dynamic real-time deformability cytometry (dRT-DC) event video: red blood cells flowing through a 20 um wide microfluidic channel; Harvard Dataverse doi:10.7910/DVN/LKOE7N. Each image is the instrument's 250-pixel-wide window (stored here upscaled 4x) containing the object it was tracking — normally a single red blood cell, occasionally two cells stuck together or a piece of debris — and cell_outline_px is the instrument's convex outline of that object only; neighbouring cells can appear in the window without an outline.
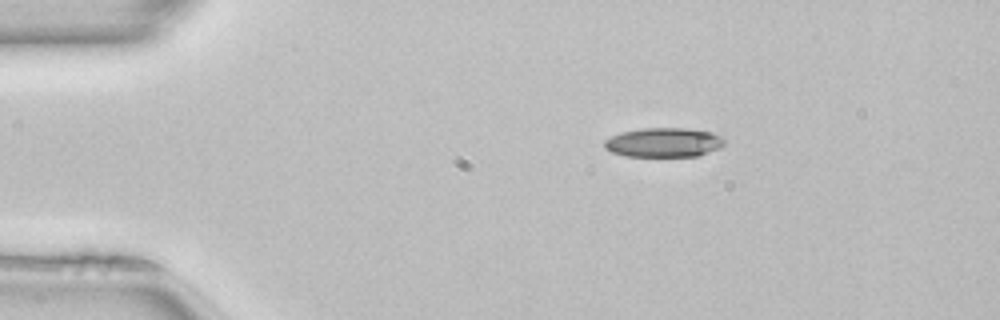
{"species": "common noctule bat (a hibernating species)", "species_latin": "Nyctalus noctula", "temperature_condition": "room temperature", "stored_images_in_passage": 42, "camera_frame_rate_fps": 3000, "um_per_image_px": 0.085, "animal": {"sex": "female", "body_mass_g": 22.7, "forearm_length_mm": 54.2}, "frame": {"image": 1, "passage_image": 1, "time_ms": 0.0, "image_size_px": [1000, 320], "cell_outline_px": [[724, 144], [720, 148], [696, 156], [624, 156], [612, 152], [604, 148], [604, 140], [620, 132], [644, 128], [688, 128], [712, 132], [720, 136], [724, 140]], "centroid_in_image_um": [56.4, 12.1], "position_along_channel_um": 28.6, "area_um2": 20.52}}
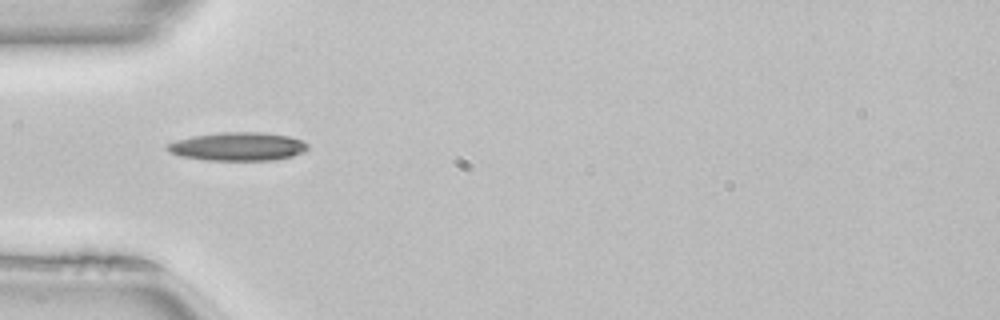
{"frame": {"image": 2, "passage_image": 8, "time_ms": 2.333, "image_size_px": [1000, 320], "cell_outline_px": [[308, 148], [304, 152], [292, 156], [276, 160], [208, 160], [180, 156], [168, 152], [164, 148], [164, 144], [176, 140], [192, 136], [220, 132], [260, 132], [288, 136], [300, 140], [308, 144]], "centroid_in_image_um": [20.16, 12.45], "position_along_channel_um": 64.8, "area_um2": 23.41}}